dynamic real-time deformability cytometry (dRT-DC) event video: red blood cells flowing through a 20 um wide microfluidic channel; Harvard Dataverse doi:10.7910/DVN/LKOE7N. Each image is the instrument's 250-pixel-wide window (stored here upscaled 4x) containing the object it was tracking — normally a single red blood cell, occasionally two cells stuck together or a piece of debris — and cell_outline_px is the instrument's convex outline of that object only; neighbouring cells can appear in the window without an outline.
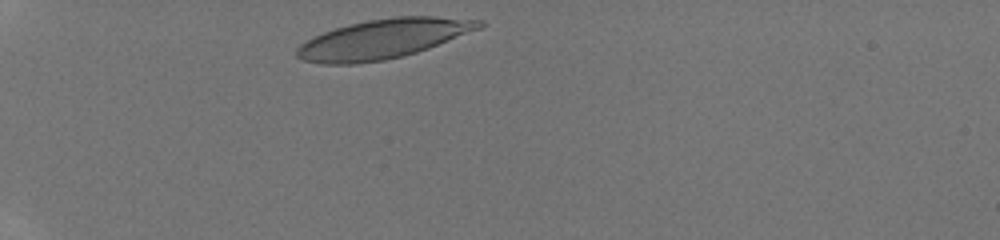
{"species": "human", "species_latin": "Homo sapiens", "temperature_condition": "room temperature", "stored_images_in_passage": 28, "camera_frame_rate_fps": 3000, "um_per_image_px": 0.085, "donor": {"sex": "male"}, "frame": {"image": 1, "passage_image": 1, "time_ms": 0.0, "image_size_px": [1000, 240], "cell_outline_px": [[484, 24], [480, 28], [428, 48], [404, 56], [384, 60], [356, 64], [324, 64], [304, 60], [296, 56], [296, 48], [300, 44], [324, 32], [348, 24], [368, 20], [392, 16], [436, 16], [484, 20]], "centroid_in_image_um": [32.57, 3.3], "position_along_channel_um": 52.4, "area_um2": 41.67}}
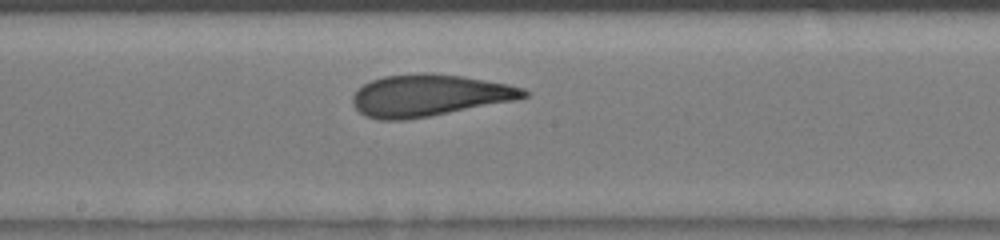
{"frame": {"image": 2, "passage_image": 14, "time_ms": 4.333, "image_size_px": [1000, 240], "cell_outline_px": [[532, 92], [528, 96], [516, 100], [428, 116], [404, 120], [376, 120], [364, 116], [352, 104], [352, 96], [364, 84], [372, 80], [384, 76], [420, 72], [432, 72], [464, 76], [508, 84], [524, 88]], "centroid_in_image_um": [36.49, 8.1], "position_along_channel_um": 211.7, "area_um2": 41.91}}
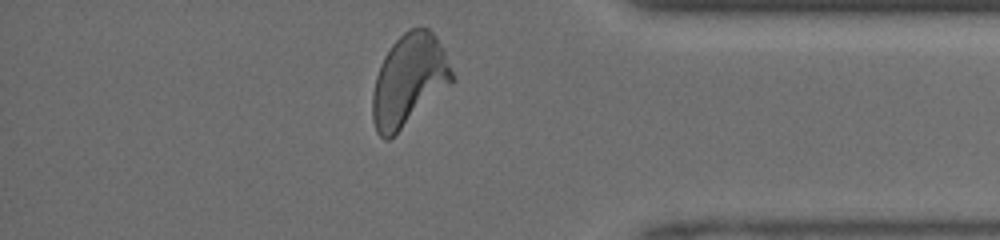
{"frame": {"image": 3, "passage_image": 27, "time_ms": 8.667, "image_size_px": [1000, 240], "cell_outline_px": [[452, 80], [388, 140], [384, 140], [376, 132], [372, 120], [372, 92], [376, 76], [380, 64], [384, 56], [392, 44], [408, 28], [428, 28], [436, 36], [444, 48], [452, 72]], "centroid_in_image_um": [34.7, 6.77], "position_along_channel_um": 400.5, "area_um2": 41.38}}